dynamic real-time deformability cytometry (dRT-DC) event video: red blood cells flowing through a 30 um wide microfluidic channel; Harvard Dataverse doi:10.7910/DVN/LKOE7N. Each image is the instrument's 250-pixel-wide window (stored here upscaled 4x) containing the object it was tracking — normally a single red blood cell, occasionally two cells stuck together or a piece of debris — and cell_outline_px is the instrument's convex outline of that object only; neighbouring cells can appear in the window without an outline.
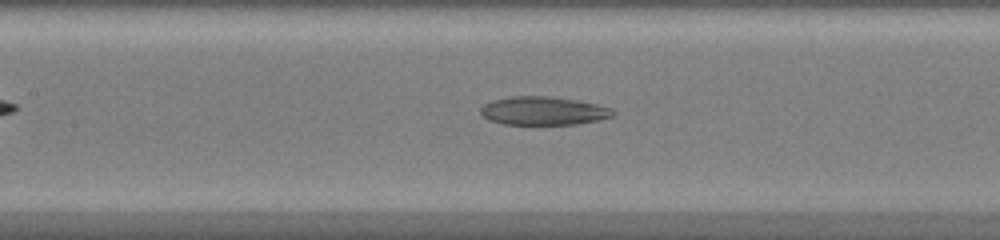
{"species": "common noctule bat (a hibernating species)", "species_latin": "Nyctalus noctula", "temperature_condition": "warm", "stored_images_in_passage": 36, "camera_frame_rate_fps": 3000, "um_per_image_px": 0.085, "animal": {"sex": "female", "body_mass_g": 20.0, "forearm_length_mm": 54.0}, "frame": {"image": 1, "passage_image": 11, "time_ms": 3.333, "image_size_px": [1000, 240], "cell_outline_px": [[616, 116], [600, 120], [576, 124], [504, 124], [488, 120], [480, 116], [480, 108], [484, 104], [492, 100], [512, 96], [552, 96], [576, 100], [596, 104], [612, 108], [616, 112]], "centroid_in_image_um": [46.19, 9.42], "position_along_channel_um": 161.2, "area_um2": 22.2}}
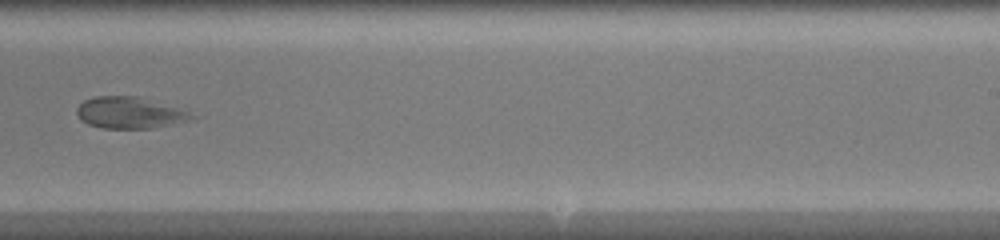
{"frame": {"image": 2, "passage_image": 19, "time_ms": 6.0, "image_size_px": [1000, 240], "cell_outline_px": [[204, 116], [196, 120], [152, 128], [104, 128], [88, 124], [80, 120], [76, 112], [76, 108], [84, 100], [96, 96], [136, 96]], "centroid_in_image_um": [11.09, 9.6], "position_along_channel_um": 277.9, "area_um2": 21.27}}
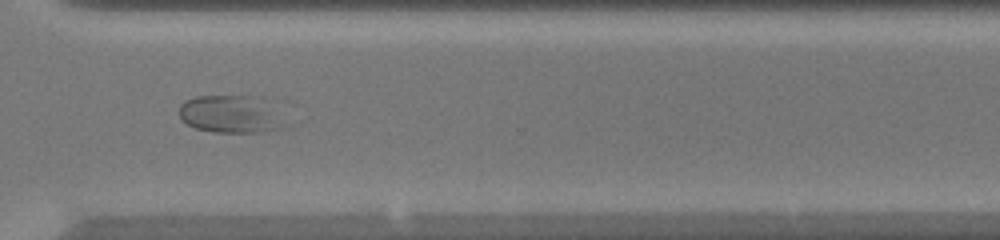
{"frame": {"image": 3, "passage_image": 24, "time_ms": 7.667, "image_size_px": [1000, 240], "cell_outline_px": [[304, 120], [296, 124], [280, 128], [256, 132], [212, 132], [196, 128], [180, 120], [180, 104], [184, 100], [196, 96], [268, 96]], "centroid_in_image_um": [20.07, 9.68], "position_along_channel_um": 350.5, "area_um2": 26.01}}